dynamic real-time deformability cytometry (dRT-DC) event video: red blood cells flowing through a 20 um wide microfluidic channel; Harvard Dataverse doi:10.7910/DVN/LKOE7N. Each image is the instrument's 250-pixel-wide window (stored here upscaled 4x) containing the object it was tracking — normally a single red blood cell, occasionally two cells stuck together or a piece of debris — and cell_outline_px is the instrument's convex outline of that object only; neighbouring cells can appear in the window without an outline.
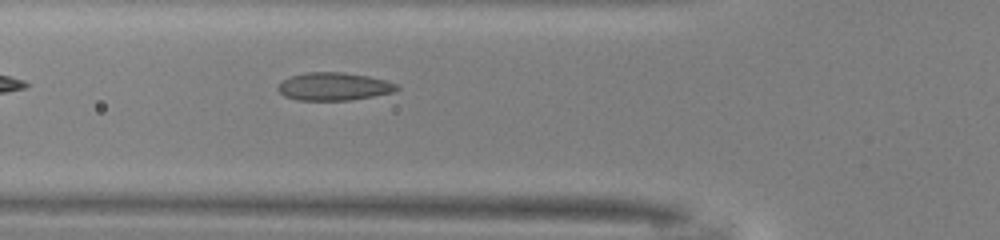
{"species": "common noctule bat (a hibernating species)", "species_latin": "Nyctalus noctula", "temperature_condition": "warm", "stored_images_in_passage": 24, "camera_frame_rate_fps": 3000, "um_per_image_px": 0.085, "animal": {"sex": "male", "body_mass_g": 13.0, "forearm_length_mm": 53.1}, "frame": {"image": 1, "passage_image": 3, "time_ms": 0.667, "image_size_px": [1000, 240], "cell_outline_px": [[400, 88], [392, 92], [372, 96], [348, 100], [296, 100], [284, 96], [276, 88], [284, 80], [292, 76], [308, 72], [340, 72], [368, 76], [400, 84]], "centroid_in_image_um": [28.39, 7.35], "position_along_channel_um": 97.4, "area_um2": 19.13}}
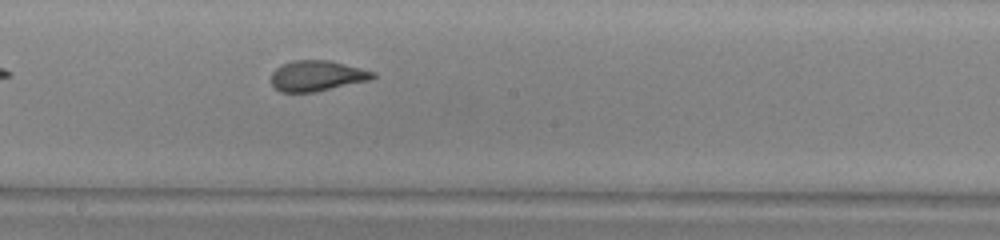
{"frame": {"image": 2, "passage_image": 12, "time_ms": 3.667, "image_size_px": [1000, 240], "cell_outline_px": [[376, 76], [372, 80], [316, 92], [280, 92], [272, 84], [272, 72], [280, 64], [292, 60], [328, 60], [376, 72]], "centroid_in_image_um": [26.96, 6.45], "position_along_channel_um": 221.2, "area_um2": 18.26}}
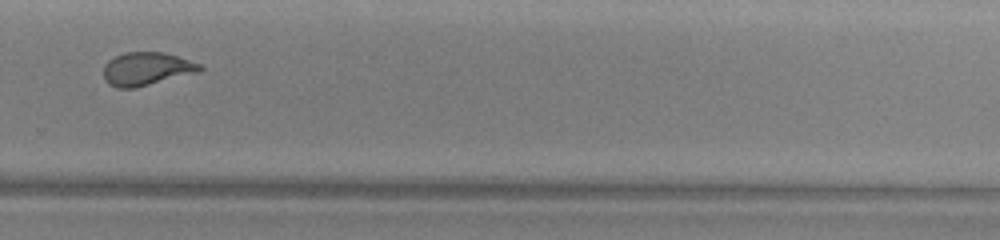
{"frame": {"image": 3, "passage_image": 19, "time_ms": 6.0, "image_size_px": [1000, 240], "cell_outline_px": [[204, 68], [196, 72], [136, 88], [116, 88], [108, 84], [104, 76], [104, 64], [108, 60], [116, 56], [128, 52], [164, 52], [200, 64]], "centroid_in_image_um": [12.41, 5.86], "position_along_channel_um": 317.4, "area_um2": 18.38}}